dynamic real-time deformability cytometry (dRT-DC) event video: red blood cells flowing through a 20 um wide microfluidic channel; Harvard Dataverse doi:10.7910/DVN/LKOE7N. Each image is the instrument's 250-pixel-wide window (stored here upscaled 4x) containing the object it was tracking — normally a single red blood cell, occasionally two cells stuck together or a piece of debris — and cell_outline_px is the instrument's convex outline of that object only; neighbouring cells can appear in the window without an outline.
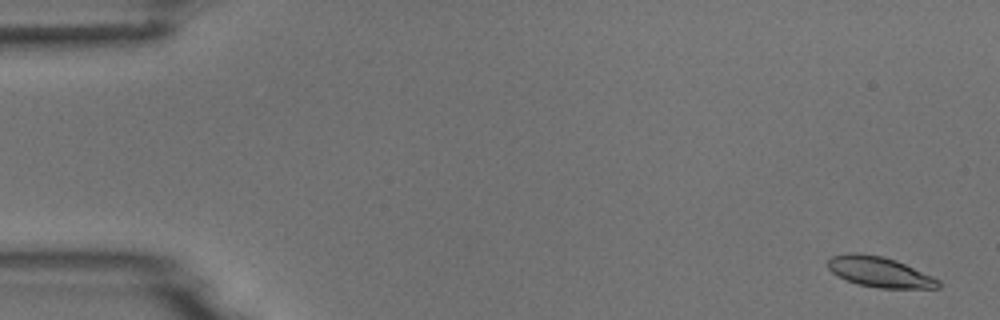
{"species": "common noctule bat (a hibernating species)", "species_latin": "Nyctalus noctula", "temperature_condition": "room temperature", "stored_images_in_passage": 5, "camera_frame_rate_fps": 3000, "um_per_image_px": 0.085, "animal": {"sex": "male", "body_mass_g": 18.8}, "frame": {"image": 1, "passage_image": 1, "time_ms": 0.0, "image_size_px": [1000, 320], "cell_outline_px": [[940, 288], [880, 288], [856, 284], [832, 272], [828, 268], [828, 260], [832, 256], [848, 252], [860, 252], [884, 256], [896, 260], [932, 276], [940, 280]], "centroid_in_image_um": [74.76, 23.1], "position_along_channel_um": 10.2, "area_um2": 19.59}}